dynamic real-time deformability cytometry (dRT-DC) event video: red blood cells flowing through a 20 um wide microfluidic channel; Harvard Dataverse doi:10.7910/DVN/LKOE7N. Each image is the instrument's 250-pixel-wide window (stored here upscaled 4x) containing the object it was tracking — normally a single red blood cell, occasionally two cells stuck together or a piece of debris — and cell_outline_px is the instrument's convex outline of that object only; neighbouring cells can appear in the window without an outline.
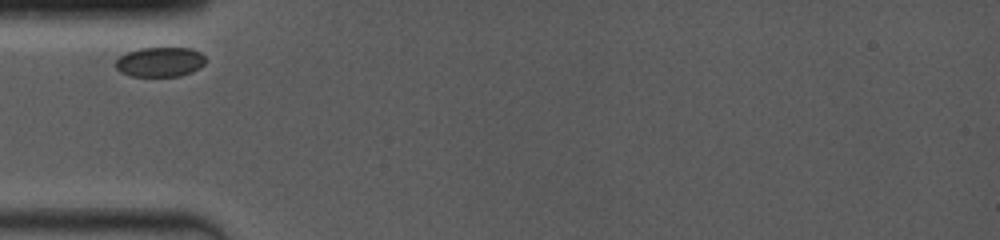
{"species": "common noctule bat (a hibernating species)", "species_latin": "Nyctalus noctula", "temperature_condition": "room temperature", "stored_images_in_passage": 10, "camera_frame_rate_fps": 4000, "um_per_image_px": 0.085, "animal": {"sex": "female", "body_mass_g": 19.0, "forearm_length_mm": 53.3}, "frame": {"image": 1, "passage_image": 1, "time_ms": 0.0, "image_size_px": [1000, 240], "cell_outline_px": [[204, 64], [200, 68], [192, 72], [180, 76], [132, 76], [120, 72], [108, 64], [120, 56], [128, 52], [140, 48], [192, 48], [200, 52], [204, 56]], "centroid_in_image_um": [13.52, 5.27], "position_along_channel_um": 71.5, "area_um2": 15.9}}
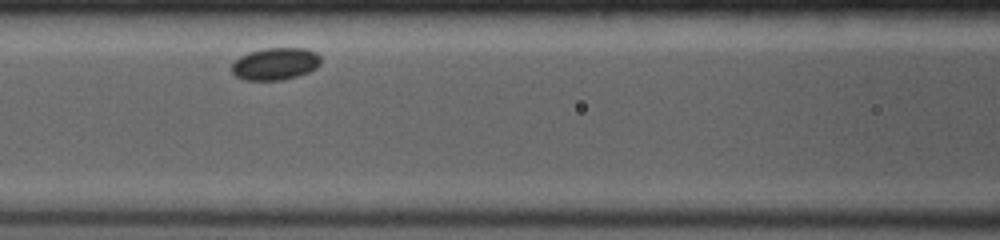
{"frame": {"image": 2, "passage_image": 4, "time_ms": 2.0, "image_size_px": [1000, 240], "cell_outline_px": [[320, 64], [316, 68], [308, 72], [296, 76], [280, 80], [244, 80], [236, 76], [232, 72], [232, 64], [240, 56], [248, 52], [264, 48], [308, 48], [316, 52], [320, 56]], "centroid_in_image_um": [23.41, 5.41], "position_along_channel_um": 143.2, "area_um2": 16.76}}
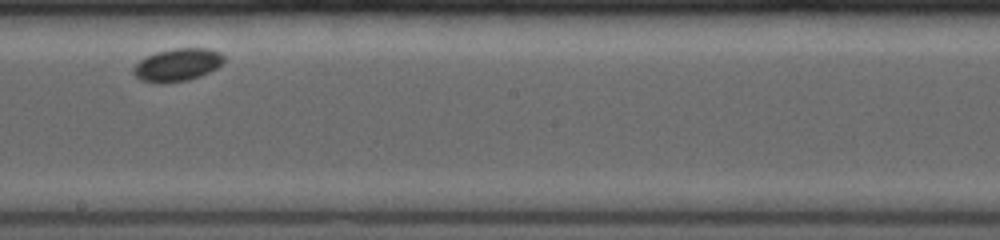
{"frame": {"image": 3, "passage_image": 9, "time_ms": 4.5, "image_size_px": [1000, 240], "cell_outline_px": [[224, 64], [200, 76], [188, 80], [160, 84], [156, 84], [140, 80], [132, 72], [132, 68], [140, 60], [156, 52], [172, 48], [208, 48], [220, 52], [224, 56]], "centroid_in_image_um": [15.08, 5.52], "position_along_channel_um": 233.1, "area_um2": 17.46}}